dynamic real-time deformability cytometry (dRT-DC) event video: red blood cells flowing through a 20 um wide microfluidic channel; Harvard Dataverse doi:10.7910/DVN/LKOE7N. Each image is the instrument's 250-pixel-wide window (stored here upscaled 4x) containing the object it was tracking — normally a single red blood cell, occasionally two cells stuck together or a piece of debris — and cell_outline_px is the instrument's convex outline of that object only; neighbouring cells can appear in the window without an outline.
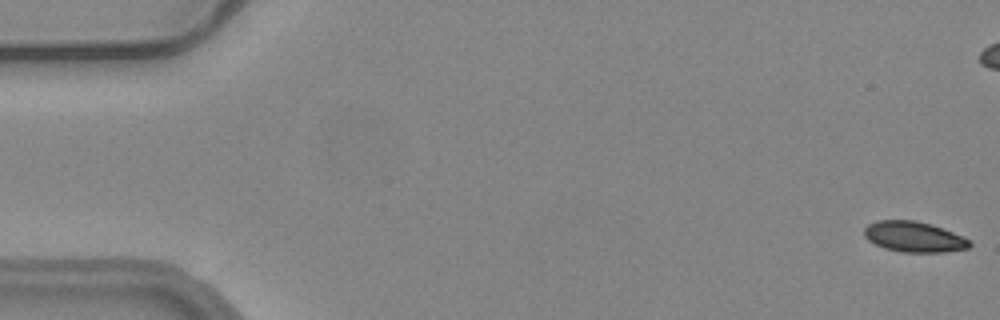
{"species": "common noctule bat (a hibernating species)", "species_latin": "Nyctalus noctula", "temperature_condition": "warm", "stored_images_in_passage": 56, "camera_frame_rate_fps": 3000, "um_per_image_px": 0.085, "animal": {"sex": "female", "body_mass_g": 24.6, "forearm_length_mm": 56.2}, "frame": {"image": 1, "passage_image": 1, "time_ms": 0.0, "image_size_px": [1000, 320], "cell_outline_px": [[972, 244], [968, 248], [944, 252], [900, 252], [884, 248], [868, 240], [864, 236], [864, 228], [868, 224], [876, 220], [916, 220], [932, 224], [964, 236]], "centroid_in_image_um": [77.68, 20.12], "position_along_channel_um": 7.3, "area_um2": 18.9}}
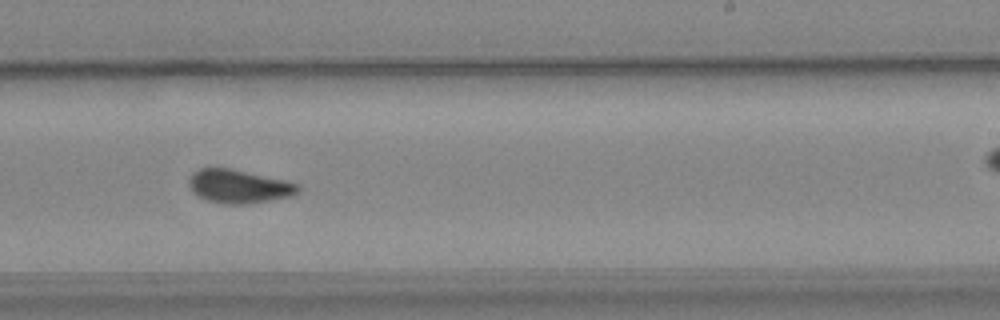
{"frame": {"image": 2, "passage_image": 34, "time_ms": 11.0, "image_size_px": [1000, 320], "cell_outline_px": [[300, 188], [292, 196], [244, 204], [224, 204], [208, 200], [192, 192], [188, 184], [188, 180], [192, 172], [200, 168], [228, 168], [288, 180], [300, 184]], "centroid_in_image_um": [20.29, 15.83], "position_along_channel_um": 268.7, "area_um2": 21.27}}
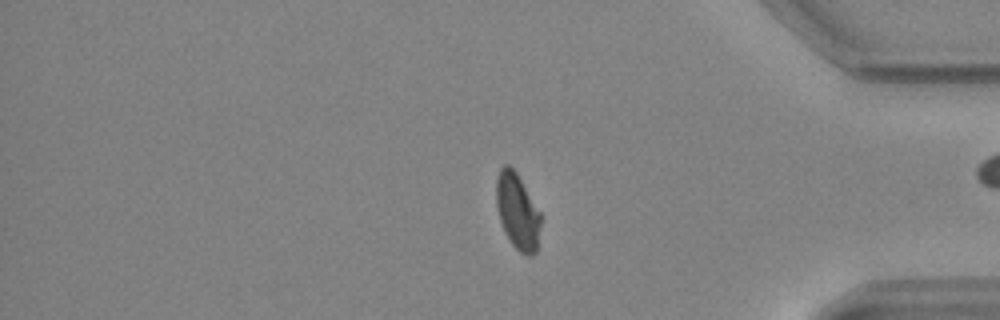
{"frame": {"image": 3, "passage_image": 46, "time_ms": 15.0, "image_size_px": [1000, 320], "cell_outline_px": [[540, 224], [536, 252], [532, 256], [528, 256], [520, 252], [512, 244], [500, 220], [496, 204], [496, 180], [500, 168], [504, 164], [508, 164], [516, 172], [540, 212]], "centroid_in_image_um": [43.97, 17.96], "position_along_channel_um": 391.2, "area_um2": 19.31}, "authors_computed_cell_mechanics": {"area_um2": 20.6635, "velocity_mm_per_s": 3.6963, "shape_relaxation_time_tau1_ms": 8.0779, "shape_relaxation_time_tau2_ms": 1.3538, "deformation_change_tau1": 0.1594, "deformation_change_tau2": 0.0393}}